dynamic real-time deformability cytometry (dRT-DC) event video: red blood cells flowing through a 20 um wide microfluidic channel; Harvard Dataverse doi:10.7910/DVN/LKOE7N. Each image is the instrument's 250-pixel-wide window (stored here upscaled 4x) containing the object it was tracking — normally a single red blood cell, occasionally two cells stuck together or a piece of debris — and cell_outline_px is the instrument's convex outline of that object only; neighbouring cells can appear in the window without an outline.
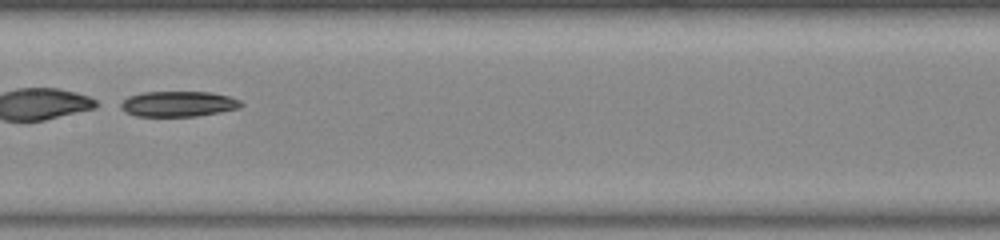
{"species": "common noctule bat (a hibernating species)", "species_latin": "Nyctalus noctula", "temperature_condition": "warm", "stored_images_in_passage": 50, "camera_frame_rate_fps": 3000, "um_per_image_px": 0.085, "animal": {"sex": "female", "body_mass_g": 23.0, "forearm_length_mm": 53.4}, "frame": {"image": 1, "passage_image": 26, "time_ms": 8.333, "image_size_px": [1000, 240], "cell_outline_px": [[244, 104], [240, 108], [220, 112], [196, 116], [136, 116], [124, 112], [116, 104], [128, 96], [144, 92], [208, 92], [228, 96], [240, 100]], "centroid_in_image_um": [15.1, 8.83], "position_along_channel_um": 192.3, "area_um2": 18.03}}